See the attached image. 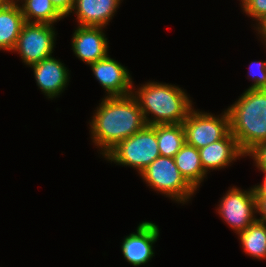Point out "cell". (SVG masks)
I'll return each instance as SVG.
<instances>
[{"instance_id": "obj_1", "label": "cell", "mask_w": 266, "mask_h": 267, "mask_svg": "<svg viewBox=\"0 0 266 267\" xmlns=\"http://www.w3.org/2000/svg\"><path fill=\"white\" fill-rule=\"evenodd\" d=\"M89 121L91 139L104 157L120 141L129 138L147 123L132 94L102 98Z\"/></svg>"}, {"instance_id": "obj_2", "label": "cell", "mask_w": 266, "mask_h": 267, "mask_svg": "<svg viewBox=\"0 0 266 267\" xmlns=\"http://www.w3.org/2000/svg\"><path fill=\"white\" fill-rule=\"evenodd\" d=\"M135 88L133 85L132 95L147 125L182 124L193 108L190 96L179 86L149 81Z\"/></svg>"}, {"instance_id": "obj_3", "label": "cell", "mask_w": 266, "mask_h": 267, "mask_svg": "<svg viewBox=\"0 0 266 267\" xmlns=\"http://www.w3.org/2000/svg\"><path fill=\"white\" fill-rule=\"evenodd\" d=\"M227 111L230 133L245 155L266 142V89L247 88Z\"/></svg>"}, {"instance_id": "obj_4", "label": "cell", "mask_w": 266, "mask_h": 267, "mask_svg": "<svg viewBox=\"0 0 266 267\" xmlns=\"http://www.w3.org/2000/svg\"><path fill=\"white\" fill-rule=\"evenodd\" d=\"M159 156L156 125H146L120 141L103 158L116 165L132 167L140 174Z\"/></svg>"}, {"instance_id": "obj_5", "label": "cell", "mask_w": 266, "mask_h": 267, "mask_svg": "<svg viewBox=\"0 0 266 267\" xmlns=\"http://www.w3.org/2000/svg\"><path fill=\"white\" fill-rule=\"evenodd\" d=\"M139 176L149 188L177 203H188L196 194V190L181 175L174 158L157 157Z\"/></svg>"}, {"instance_id": "obj_6", "label": "cell", "mask_w": 266, "mask_h": 267, "mask_svg": "<svg viewBox=\"0 0 266 267\" xmlns=\"http://www.w3.org/2000/svg\"><path fill=\"white\" fill-rule=\"evenodd\" d=\"M185 143L197 149L223 139L230 132V119L227 109L220 115L194 109L182 123Z\"/></svg>"}, {"instance_id": "obj_7", "label": "cell", "mask_w": 266, "mask_h": 267, "mask_svg": "<svg viewBox=\"0 0 266 267\" xmlns=\"http://www.w3.org/2000/svg\"><path fill=\"white\" fill-rule=\"evenodd\" d=\"M216 211L234 233L247 229L257 217V198L254 187L242 190L236 186L229 188L219 201Z\"/></svg>"}, {"instance_id": "obj_8", "label": "cell", "mask_w": 266, "mask_h": 267, "mask_svg": "<svg viewBox=\"0 0 266 267\" xmlns=\"http://www.w3.org/2000/svg\"><path fill=\"white\" fill-rule=\"evenodd\" d=\"M48 23H25L11 52L19 54L27 66L51 57L54 52L56 31Z\"/></svg>"}, {"instance_id": "obj_9", "label": "cell", "mask_w": 266, "mask_h": 267, "mask_svg": "<svg viewBox=\"0 0 266 267\" xmlns=\"http://www.w3.org/2000/svg\"><path fill=\"white\" fill-rule=\"evenodd\" d=\"M160 236L158 225L143 221L136 232L127 235L121 242V251L125 260L138 267L147 264L154 255L153 245Z\"/></svg>"}, {"instance_id": "obj_10", "label": "cell", "mask_w": 266, "mask_h": 267, "mask_svg": "<svg viewBox=\"0 0 266 267\" xmlns=\"http://www.w3.org/2000/svg\"><path fill=\"white\" fill-rule=\"evenodd\" d=\"M93 75L104 88L105 97L126 96L132 94L133 80L129 70L109 54L89 64Z\"/></svg>"}, {"instance_id": "obj_11", "label": "cell", "mask_w": 266, "mask_h": 267, "mask_svg": "<svg viewBox=\"0 0 266 267\" xmlns=\"http://www.w3.org/2000/svg\"><path fill=\"white\" fill-rule=\"evenodd\" d=\"M105 27L80 26L74 30L71 47L75 56L86 65L94 63L108 55V39L104 33Z\"/></svg>"}, {"instance_id": "obj_12", "label": "cell", "mask_w": 266, "mask_h": 267, "mask_svg": "<svg viewBox=\"0 0 266 267\" xmlns=\"http://www.w3.org/2000/svg\"><path fill=\"white\" fill-rule=\"evenodd\" d=\"M34 71L36 84L48 99L58 97L69 84L70 72L60 59L51 56L29 66Z\"/></svg>"}, {"instance_id": "obj_13", "label": "cell", "mask_w": 266, "mask_h": 267, "mask_svg": "<svg viewBox=\"0 0 266 267\" xmlns=\"http://www.w3.org/2000/svg\"><path fill=\"white\" fill-rule=\"evenodd\" d=\"M200 161L203 170H219L246 155L241 151L236 138L229 132L223 139L200 148Z\"/></svg>"}, {"instance_id": "obj_14", "label": "cell", "mask_w": 266, "mask_h": 267, "mask_svg": "<svg viewBox=\"0 0 266 267\" xmlns=\"http://www.w3.org/2000/svg\"><path fill=\"white\" fill-rule=\"evenodd\" d=\"M122 0H74L70 12L76 14L77 25L105 27L112 20Z\"/></svg>"}, {"instance_id": "obj_15", "label": "cell", "mask_w": 266, "mask_h": 267, "mask_svg": "<svg viewBox=\"0 0 266 267\" xmlns=\"http://www.w3.org/2000/svg\"><path fill=\"white\" fill-rule=\"evenodd\" d=\"M25 23L19 4L8 2L0 9V50L14 49Z\"/></svg>"}, {"instance_id": "obj_16", "label": "cell", "mask_w": 266, "mask_h": 267, "mask_svg": "<svg viewBox=\"0 0 266 267\" xmlns=\"http://www.w3.org/2000/svg\"><path fill=\"white\" fill-rule=\"evenodd\" d=\"M173 158L181 175L197 191L207 177L200 161L199 150L185 143Z\"/></svg>"}, {"instance_id": "obj_17", "label": "cell", "mask_w": 266, "mask_h": 267, "mask_svg": "<svg viewBox=\"0 0 266 267\" xmlns=\"http://www.w3.org/2000/svg\"><path fill=\"white\" fill-rule=\"evenodd\" d=\"M19 3L27 23H48L54 25L57 21L64 19V16L55 8L50 0H21Z\"/></svg>"}, {"instance_id": "obj_18", "label": "cell", "mask_w": 266, "mask_h": 267, "mask_svg": "<svg viewBox=\"0 0 266 267\" xmlns=\"http://www.w3.org/2000/svg\"><path fill=\"white\" fill-rule=\"evenodd\" d=\"M237 235L243 252L254 259H266V223L256 220Z\"/></svg>"}, {"instance_id": "obj_19", "label": "cell", "mask_w": 266, "mask_h": 267, "mask_svg": "<svg viewBox=\"0 0 266 267\" xmlns=\"http://www.w3.org/2000/svg\"><path fill=\"white\" fill-rule=\"evenodd\" d=\"M160 156L173 158L185 144L182 124L156 125Z\"/></svg>"}, {"instance_id": "obj_20", "label": "cell", "mask_w": 266, "mask_h": 267, "mask_svg": "<svg viewBox=\"0 0 266 267\" xmlns=\"http://www.w3.org/2000/svg\"><path fill=\"white\" fill-rule=\"evenodd\" d=\"M252 85L249 89H266V61H253L249 66Z\"/></svg>"}, {"instance_id": "obj_21", "label": "cell", "mask_w": 266, "mask_h": 267, "mask_svg": "<svg viewBox=\"0 0 266 267\" xmlns=\"http://www.w3.org/2000/svg\"><path fill=\"white\" fill-rule=\"evenodd\" d=\"M243 13L257 22L266 15V0H240Z\"/></svg>"}, {"instance_id": "obj_22", "label": "cell", "mask_w": 266, "mask_h": 267, "mask_svg": "<svg viewBox=\"0 0 266 267\" xmlns=\"http://www.w3.org/2000/svg\"><path fill=\"white\" fill-rule=\"evenodd\" d=\"M249 156L253 159L258 170L261 172H266V142L258 144L254 149H252L246 157Z\"/></svg>"}, {"instance_id": "obj_23", "label": "cell", "mask_w": 266, "mask_h": 267, "mask_svg": "<svg viewBox=\"0 0 266 267\" xmlns=\"http://www.w3.org/2000/svg\"><path fill=\"white\" fill-rule=\"evenodd\" d=\"M55 8L64 16H69L73 9L74 0H50Z\"/></svg>"}, {"instance_id": "obj_24", "label": "cell", "mask_w": 266, "mask_h": 267, "mask_svg": "<svg viewBox=\"0 0 266 267\" xmlns=\"http://www.w3.org/2000/svg\"><path fill=\"white\" fill-rule=\"evenodd\" d=\"M255 25L256 27L254 29H256V33L259 34L258 36L262 39L261 41L266 47V15L260 18Z\"/></svg>"}, {"instance_id": "obj_25", "label": "cell", "mask_w": 266, "mask_h": 267, "mask_svg": "<svg viewBox=\"0 0 266 267\" xmlns=\"http://www.w3.org/2000/svg\"><path fill=\"white\" fill-rule=\"evenodd\" d=\"M257 198V214L260 215L257 220L266 223V197H256Z\"/></svg>"}, {"instance_id": "obj_26", "label": "cell", "mask_w": 266, "mask_h": 267, "mask_svg": "<svg viewBox=\"0 0 266 267\" xmlns=\"http://www.w3.org/2000/svg\"><path fill=\"white\" fill-rule=\"evenodd\" d=\"M264 175L263 183L254 185L256 197H266V172H262Z\"/></svg>"}, {"instance_id": "obj_27", "label": "cell", "mask_w": 266, "mask_h": 267, "mask_svg": "<svg viewBox=\"0 0 266 267\" xmlns=\"http://www.w3.org/2000/svg\"><path fill=\"white\" fill-rule=\"evenodd\" d=\"M8 2L9 0H0V9L3 8Z\"/></svg>"}, {"instance_id": "obj_28", "label": "cell", "mask_w": 266, "mask_h": 267, "mask_svg": "<svg viewBox=\"0 0 266 267\" xmlns=\"http://www.w3.org/2000/svg\"><path fill=\"white\" fill-rule=\"evenodd\" d=\"M20 1L21 0H9V2H11V3H17V4H19Z\"/></svg>"}]
</instances>
